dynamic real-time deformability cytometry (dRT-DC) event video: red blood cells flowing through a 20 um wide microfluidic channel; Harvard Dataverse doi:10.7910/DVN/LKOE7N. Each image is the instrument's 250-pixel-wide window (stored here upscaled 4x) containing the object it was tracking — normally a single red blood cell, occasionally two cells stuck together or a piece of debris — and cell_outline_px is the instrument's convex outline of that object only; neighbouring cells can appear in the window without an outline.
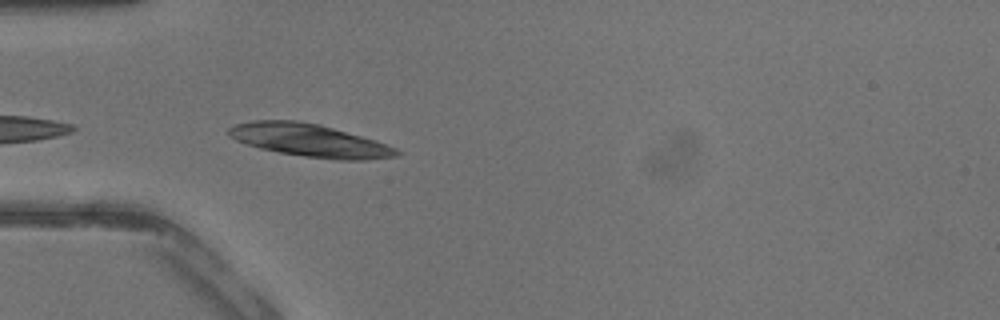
{"species": "common noctule bat (a hibernating species)", "species_latin": "Nyctalus noctula", "temperature_condition": "warm", "stored_images_in_passage": 11, "camera_frame_rate_fps": 3000, "um_per_image_px": 0.085, "animal": {"sex": "male", "body_mass_g": 13.3}, "frame": {"image": 1, "passage_image": 1, "time_ms": 0.0, "image_size_px": [1000, 320], "cell_outline_px": [[404, 152], [400, 156], [364, 160], [336, 160], [304, 156], [280, 152], [260, 148], [236, 140], [228, 136], [228, 128], [236, 124], [252, 120], [296, 120], [320, 124], [376, 140], [396, 148]], "centroid_in_image_um": [26.36, 11.93], "position_along_channel_um": 58.6, "area_um2": 32.19}}
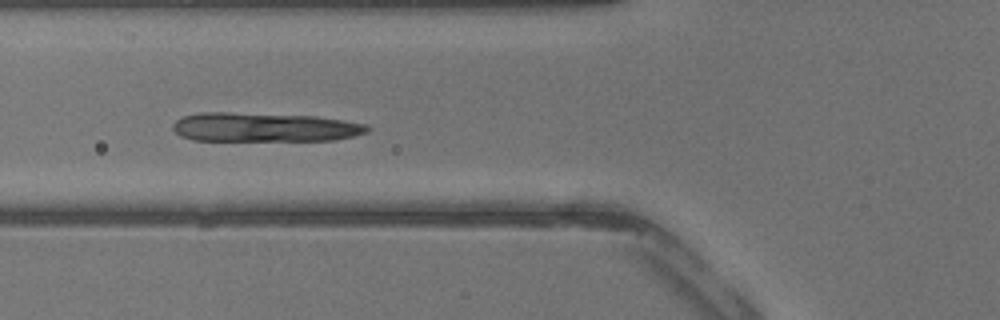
{"frame": {"image": 2, "passage_image": 4, "time_ms": 1.0, "image_size_px": [1000, 320], "cell_outline_px": [[372, 128], [368, 132], [336, 140], [192, 140], [180, 136], [172, 128], [172, 124], [176, 120], [184, 116], [200, 112], [228, 112], [316, 116], [344, 120], [368, 124]], "centroid_in_image_um": [22.49, 10.81], "position_along_channel_um": 103.3, "area_um2": 33.12}}
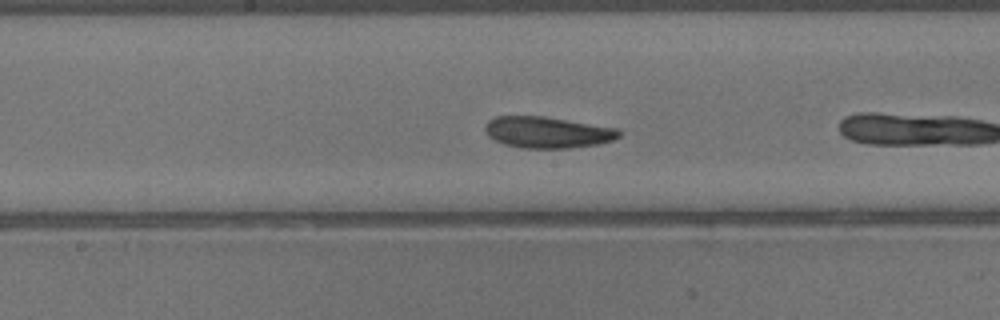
{"frame": {"image": 3, "passage_image": 8, "time_ms": 2.333, "image_size_px": [1000, 320], "cell_outline_px": [[624, 132], [620, 136], [612, 140], [600, 144], [568, 148], [520, 148], [504, 144], [488, 136], [484, 128], [488, 120], [496, 116], [544, 116], [620, 128]], "centroid_in_image_um": [46.58, 11.24], "position_along_channel_um": 201.6, "area_um2": 24.74}}